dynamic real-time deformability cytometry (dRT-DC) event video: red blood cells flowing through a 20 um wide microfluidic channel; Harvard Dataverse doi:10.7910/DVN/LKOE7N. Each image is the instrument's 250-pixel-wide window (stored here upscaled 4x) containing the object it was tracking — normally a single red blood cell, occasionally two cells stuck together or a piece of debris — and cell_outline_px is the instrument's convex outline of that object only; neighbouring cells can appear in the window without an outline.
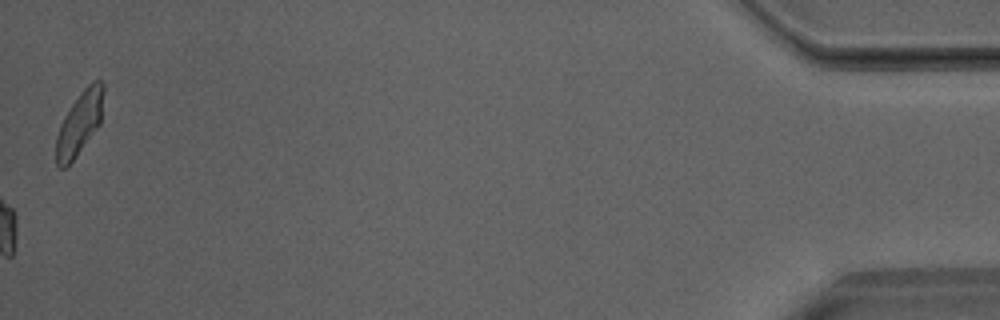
{"species": "Egyptian fruit bat (a non-hibernating species)", "species_latin": "Rousettus aegyptiacus", "temperature_condition": "room temperature", "stored_images_in_passage": 46, "camera_frame_rate_fps": 3000, "um_per_image_px": 0.085, "animal": {"sex": "male"}, "frame": {"image": 1, "passage_image": 46, "time_ms": 15.0, "image_size_px": [1000, 320], "cell_outline_px": [[100, 124], [72, 160], [64, 168], [60, 168], [56, 164], [56, 140], [60, 128], [68, 112], [76, 100], [92, 84], [100, 80]], "centroid_in_image_um": [6.69, 10.65], "position_along_channel_um": 428.5, "area_um2": 15.55}}